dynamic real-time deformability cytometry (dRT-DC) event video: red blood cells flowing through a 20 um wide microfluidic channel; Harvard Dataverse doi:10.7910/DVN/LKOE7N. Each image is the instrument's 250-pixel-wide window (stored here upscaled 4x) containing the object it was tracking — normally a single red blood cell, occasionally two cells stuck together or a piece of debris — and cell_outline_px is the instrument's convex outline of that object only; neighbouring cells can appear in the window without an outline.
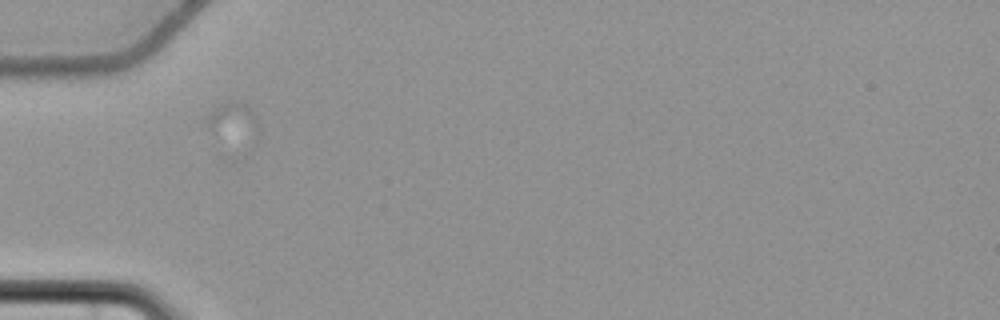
{"species": "common noctule bat (a hibernating species)", "species_latin": "Nyctalus noctula", "temperature_condition": "cold", "stored_images_in_passage": 40, "camera_frame_rate_fps": 3000, "um_per_image_px": 0.085, "animal": {"sex": "female", "body_mass_g": 22.7, "forearm_length_mm": 54.2}, "frame": {"image": 1, "passage_image": 1, "time_ms": 0.0, "image_size_px": [1000, 320], "cell_outline_px": [[260, 132], [256, 140], [208, 128], [204, 124], [208, 116], [220, 104], [228, 100], [244, 100], [252, 112], [260, 128]], "centroid_in_image_um": [19.9, 10.17], "position_along_channel_um": 65.1, "area_um2": 10.52}}
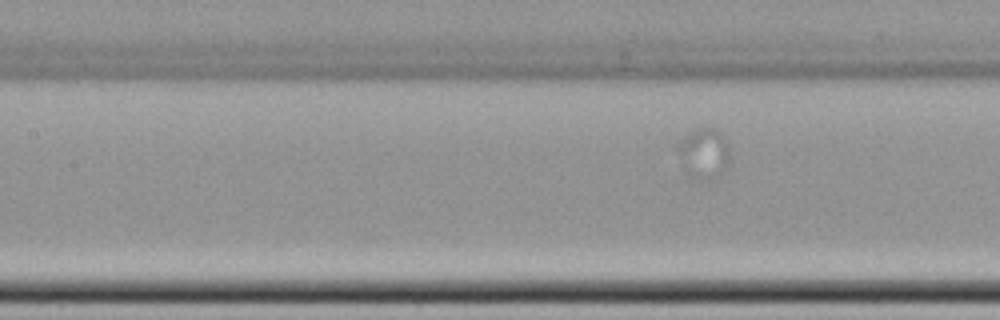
{"frame": {"image": 2, "passage_image": 13, "time_ms": 4.0, "image_size_px": [1000, 320], "cell_outline_px": [[728, 164], [724, 168], [708, 180], [688, 176], [684, 172], [676, 148], [676, 144], [680, 140], [692, 132], [704, 128], [712, 128], [720, 132], [724, 136], [728, 144]], "centroid_in_image_um": [59.78, 13.03], "position_along_channel_um": 147.6, "area_um2": 14.91}}
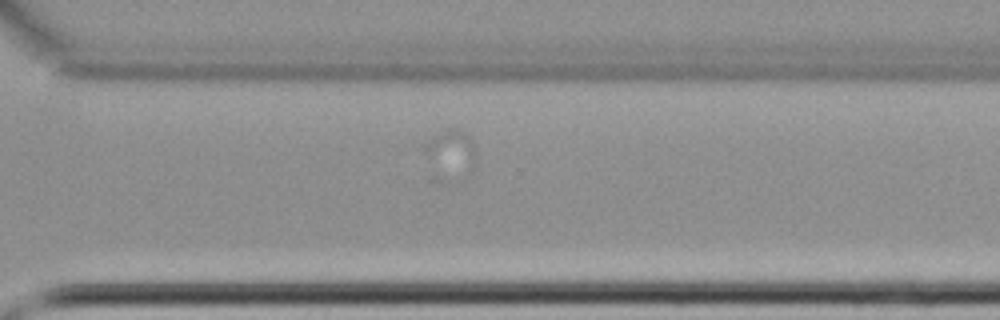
{"frame": {"image": 3, "passage_image": 39, "time_ms": 12.667, "image_size_px": [1000, 320], "cell_outline_px": [[476, 168], [472, 172], [468, 172], [424, 148], [420, 144], [440, 132], [448, 128], [460, 128], [472, 140], [476, 152]], "centroid_in_image_um": [38.56, 12.59], "position_along_channel_um": 332.0, "area_um2": 10.58}}